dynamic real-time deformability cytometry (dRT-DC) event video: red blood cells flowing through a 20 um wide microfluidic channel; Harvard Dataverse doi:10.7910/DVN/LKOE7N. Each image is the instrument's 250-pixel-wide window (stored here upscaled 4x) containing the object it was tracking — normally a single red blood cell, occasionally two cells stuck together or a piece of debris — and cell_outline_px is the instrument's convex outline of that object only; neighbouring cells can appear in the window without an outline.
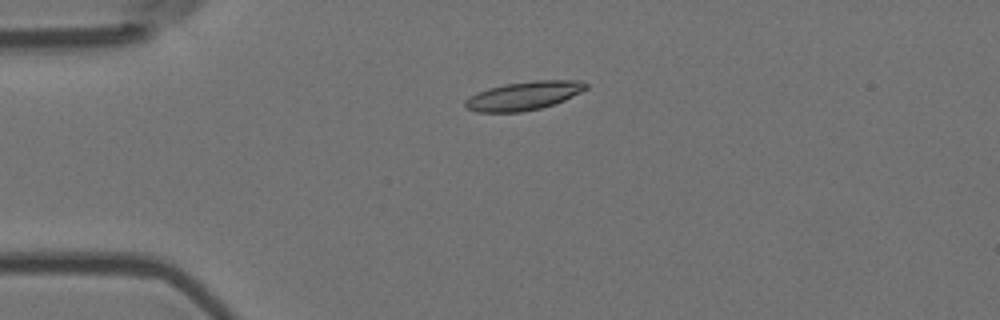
{"species": "Egyptian fruit bat (a non-hibernating species)", "species_latin": "Rousettus aegyptiacus", "temperature_condition": "room temperature", "stored_images_in_passage": 4, "camera_frame_rate_fps": 3000, "um_per_image_px": 0.085, "animal": {"sex": "female"}, "frame": {"image": 1, "passage_image": 3, "time_ms": 0.667, "image_size_px": [1000, 320], "cell_outline_px": [[588, 88], [564, 100], [540, 108], [520, 112], [476, 112], [468, 108], [464, 104], [464, 100], [468, 96], [488, 88], [504, 84], [536, 80], [584, 80], [588, 84]], "centroid_in_image_um": [44.52, 8.13], "position_along_channel_um": 40.5, "area_um2": 20.11}}